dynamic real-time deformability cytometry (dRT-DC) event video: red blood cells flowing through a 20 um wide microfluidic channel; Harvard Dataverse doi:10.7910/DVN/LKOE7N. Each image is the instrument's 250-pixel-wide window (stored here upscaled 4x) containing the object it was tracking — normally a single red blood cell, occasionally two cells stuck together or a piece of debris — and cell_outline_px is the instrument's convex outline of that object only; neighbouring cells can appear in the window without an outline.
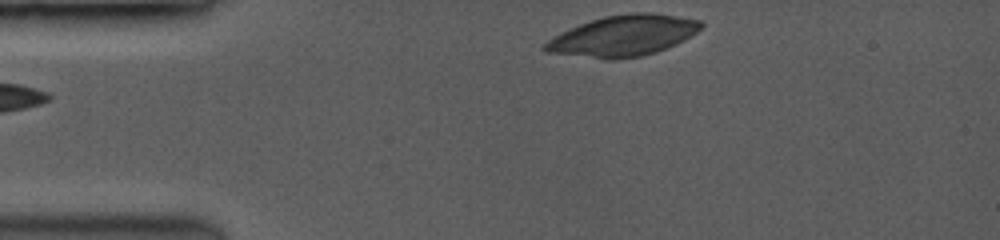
{"species": "common noctule bat (a hibernating species)", "species_latin": "Nyctalus noctula", "temperature_condition": "room temperature", "stored_images_in_passage": 17, "camera_frame_rate_fps": 3500, "um_per_image_px": 0.085, "animal": {"sex": "female", "body_mass_g": 19.0, "forearm_length_mm": 53.3}, "frame": {"image": 1, "passage_image": 1, "time_ms": 0.0, "image_size_px": [1000, 240], "cell_outline_px": [[704, 24], [696, 32], [664, 48], [640, 56], [596, 56], [544, 52], [544, 44], [548, 40], [580, 24], [604, 16], [636, 12], [648, 12], [700, 20]], "centroid_in_image_um": [52.99, 2.98], "position_along_channel_um": 32.0, "area_um2": 34.97}}